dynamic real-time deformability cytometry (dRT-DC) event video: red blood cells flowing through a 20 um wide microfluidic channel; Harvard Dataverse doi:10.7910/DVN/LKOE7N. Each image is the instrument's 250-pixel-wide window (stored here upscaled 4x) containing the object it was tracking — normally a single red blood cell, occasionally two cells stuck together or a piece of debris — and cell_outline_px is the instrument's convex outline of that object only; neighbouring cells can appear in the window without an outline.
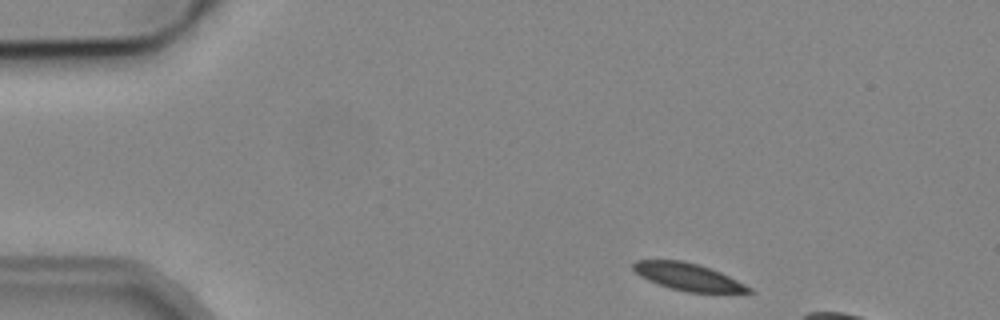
{"species": "common noctule bat (a hibernating species)", "species_latin": "Nyctalus noctula", "temperature_condition": "cold", "stored_images_in_passage": 4, "camera_frame_rate_fps": 3000, "um_per_image_px": 0.085, "animal": {"sex": "male", "body_mass_g": 19.2, "forearm_length_mm": 51.8}, "frame": {"image": 1, "passage_image": 1, "time_ms": 0.0, "image_size_px": [1000, 320], "cell_outline_px": [[752, 292], [688, 292], [656, 284], [640, 276], [632, 268], [632, 264], [636, 260], [684, 260], [720, 272], [752, 288]], "centroid_in_image_um": [58.42, 23.52], "position_along_channel_um": 26.6, "area_um2": 18.03}}